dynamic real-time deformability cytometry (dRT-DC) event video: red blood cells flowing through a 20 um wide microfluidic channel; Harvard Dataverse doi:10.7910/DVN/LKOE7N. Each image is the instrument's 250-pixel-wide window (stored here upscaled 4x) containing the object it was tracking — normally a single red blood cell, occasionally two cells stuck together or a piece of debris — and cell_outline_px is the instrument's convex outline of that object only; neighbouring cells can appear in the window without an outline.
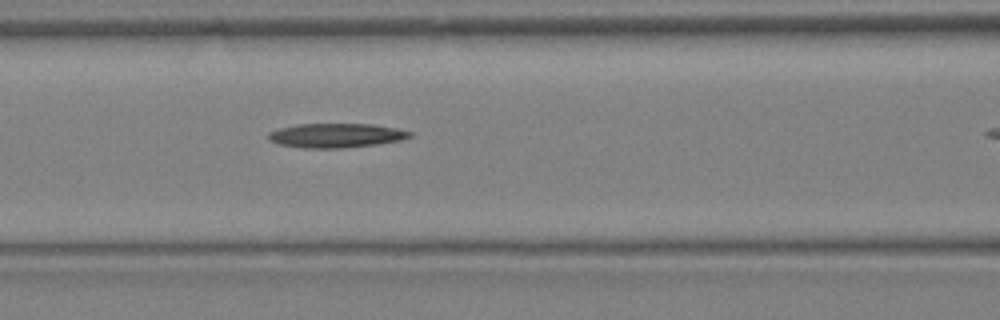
{"species": "Egyptian fruit bat (a non-hibernating species)", "species_latin": "Rousettus aegyptiacus", "temperature_condition": "warm", "stored_images_in_passage": 10, "segment_of_instrument_passage": [1, 2], "camera_frame_rate_fps": 3000, "um_per_image_px": 0.085, "animal": {"sex": "female"}, "frame": {"image": 1, "passage_image": 7, "time_ms": 2.0, "image_size_px": [1000, 320], "cell_outline_px": [[412, 136], [400, 140], [376, 144], [344, 148], [300, 148], [280, 144], [268, 140], [268, 132], [280, 128], [296, 124], [372, 124], [396, 128], [412, 132]], "centroid_in_image_um": [28.54, 11.51], "position_along_channel_um": 138.1, "area_um2": 20.0}}
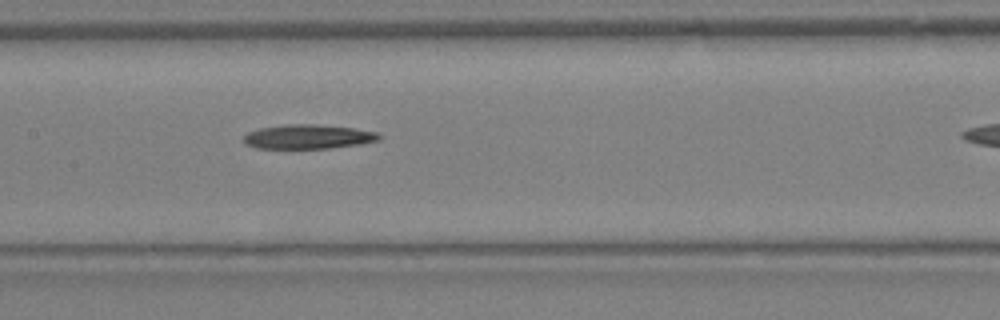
{"frame": {"image": 2, "passage_image": 9, "time_ms": 2.667, "image_size_px": [1000, 320], "cell_outline_px": [[380, 140], [360, 144], [328, 148], [256, 148], [244, 144], [244, 136], [248, 132], [260, 128], [288, 124], [316, 124], [352, 128], [380, 132]], "centroid_in_image_um": [26.2, 11.62], "position_along_channel_um": 181.2, "area_um2": 19.13}}